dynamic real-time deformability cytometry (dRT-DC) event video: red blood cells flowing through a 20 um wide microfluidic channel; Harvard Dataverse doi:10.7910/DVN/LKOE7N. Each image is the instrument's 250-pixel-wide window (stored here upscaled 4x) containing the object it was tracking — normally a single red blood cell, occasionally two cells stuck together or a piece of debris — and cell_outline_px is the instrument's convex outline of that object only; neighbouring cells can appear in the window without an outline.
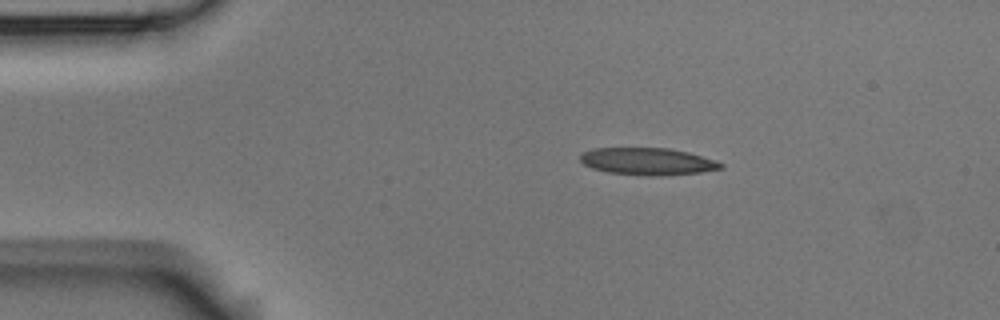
{"species": "Egyptian fruit bat (a non-hibernating species)", "species_latin": "Rousettus aegyptiacus", "temperature_condition": "room temperature", "stored_images_in_passage": 13, "camera_frame_rate_fps": 3000, "um_per_image_px": 0.085, "animal": {"sex": "male"}, "frame": {"image": 1, "passage_image": 1, "time_ms": 0.0, "image_size_px": [1000, 320], "cell_outline_px": [[724, 168], [700, 172], [660, 176], [648, 176], [608, 172], [592, 168], [584, 164], [580, 160], [580, 156], [584, 152], [592, 148], [668, 148], [688, 152], [716, 160], [724, 164]], "centroid_in_image_um": [55.07, 13.72], "position_along_channel_um": 29.9, "area_um2": 22.25}}
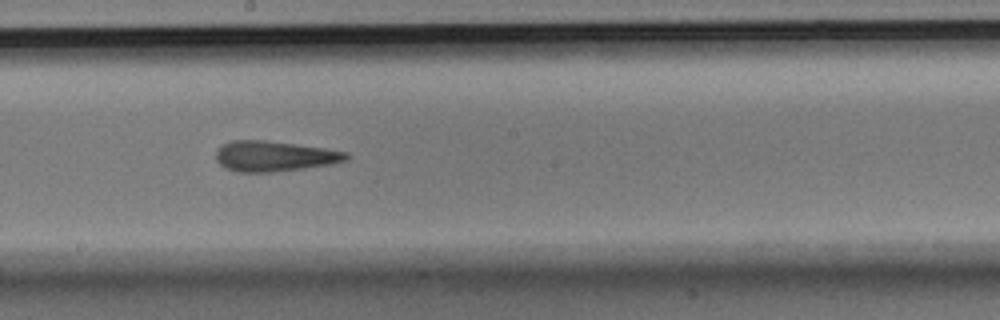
{"frame": {"image": 2, "passage_image": 7, "time_ms": 2.0, "image_size_px": [1000, 320], "cell_outline_px": [[348, 160], [332, 164], [304, 168], [272, 172], [236, 172], [224, 168], [216, 160], [216, 148], [232, 140], [264, 140], [324, 148], [348, 152]], "centroid_in_image_um": [23.29, 13.28], "position_along_channel_um": 224.9, "area_um2": 23.12}}
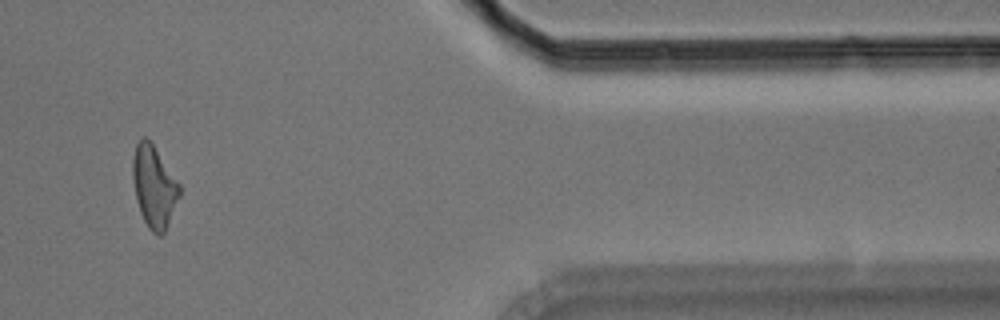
{"frame": {"image": 3, "passage_image": 11, "time_ms": 3.333, "image_size_px": [1000, 320], "cell_outline_px": [[180, 196], [164, 232], [160, 236], [156, 236], [148, 228], [140, 212], [136, 200], [132, 180], [132, 160], [136, 144], [144, 136], [152, 140], [180, 184]], "centroid_in_image_um": [13.08, 15.82], "position_along_channel_um": 398.3, "area_um2": 22.66}}